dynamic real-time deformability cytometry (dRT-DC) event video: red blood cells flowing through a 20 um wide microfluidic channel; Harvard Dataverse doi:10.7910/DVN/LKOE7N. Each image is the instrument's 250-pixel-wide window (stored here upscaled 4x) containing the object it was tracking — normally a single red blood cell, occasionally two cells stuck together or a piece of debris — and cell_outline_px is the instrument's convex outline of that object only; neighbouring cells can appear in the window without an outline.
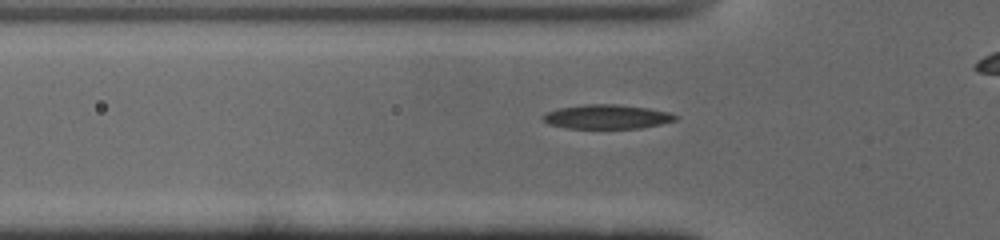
{"species": "common noctule bat (a hibernating species)", "species_latin": "Nyctalus noctula", "temperature_condition": "cold", "stored_images_in_passage": 28, "camera_frame_rate_fps": 3000, "um_per_image_px": 0.085, "animal": {"sex": "male", "body_mass_g": 19.0, "forearm_length_mm": 50.8}, "frame": {"image": 1, "passage_image": 3, "time_ms": 0.667, "image_size_px": [1000, 240], "cell_outline_px": [[672, 116], [668, 120], [652, 124], [624, 128], [584, 128], [560, 124], [548, 120], [548, 116], [556, 112], [572, 108], [636, 108], [656, 112]], "centroid_in_image_um": [51.61, 10.0], "position_along_channel_um": 74.2, "area_um2": 14.1}}
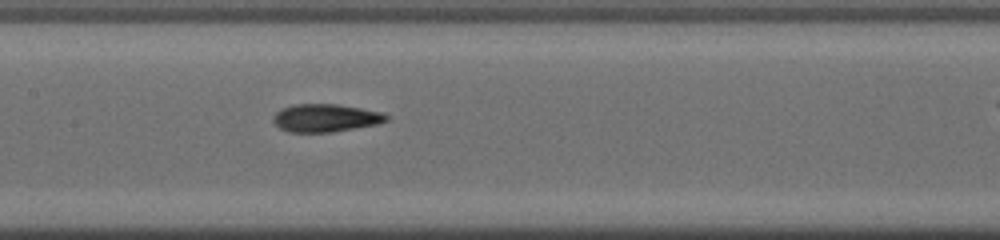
{"frame": {"image": 2, "passage_image": 11, "time_ms": 3.333, "image_size_px": [1000, 240], "cell_outline_px": [[384, 116], [380, 120], [368, 124], [312, 132], [288, 128], [280, 124], [280, 112], [288, 108], [348, 108], [368, 112]], "centroid_in_image_um": [27.65, 10.08], "position_along_channel_um": 179.8, "area_um2": 13.35}}
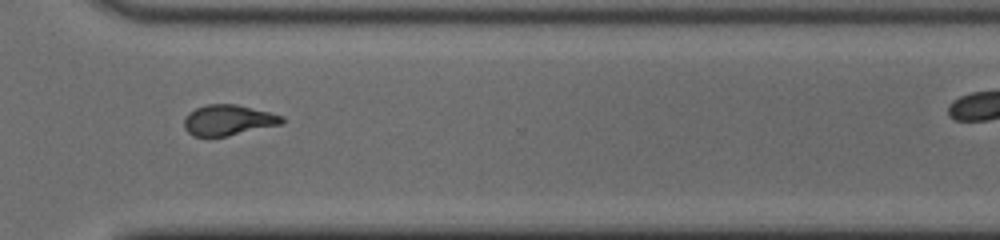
{"frame": {"image": 3, "passage_image": 24, "time_ms": 7.667, "image_size_px": [1000, 240], "cell_outline_px": [[280, 120], [272, 124], [220, 136], [200, 136], [192, 132], [188, 128], [188, 116], [192, 112], [200, 108], [224, 104], [244, 108], [280, 116]], "centroid_in_image_um": [19.31, 10.22], "position_along_channel_um": 351.3, "area_um2": 14.57}}